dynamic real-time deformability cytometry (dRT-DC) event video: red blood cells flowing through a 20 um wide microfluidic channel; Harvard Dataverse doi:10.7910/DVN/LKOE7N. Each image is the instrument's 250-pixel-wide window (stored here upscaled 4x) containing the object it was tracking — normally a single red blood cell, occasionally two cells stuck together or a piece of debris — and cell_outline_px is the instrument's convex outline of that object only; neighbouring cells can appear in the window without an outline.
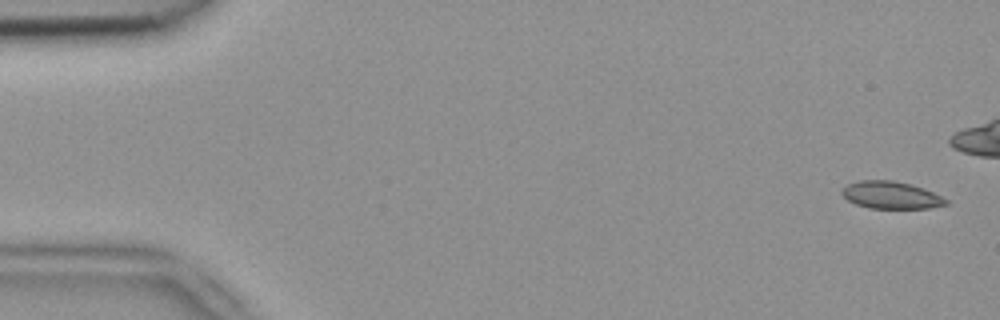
{"species": "common noctule bat (a hibernating species)", "species_latin": "Nyctalus noctula", "temperature_condition": "room temperature", "stored_images_in_passage": 5, "camera_frame_rate_fps": 3000, "um_per_image_px": 0.085, "animal": {"sex": "female", "body_mass_g": 18.4}, "frame": {"image": 1, "passage_image": 1, "time_ms": 0.0, "image_size_px": [1000, 320], "cell_outline_px": [[948, 204], [928, 208], [868, 208], [856, 204], [848, 200], [840, 192], [848, 184], [860, 180], [892, 180], [912, 184], [924, 188], [948, 200]], "centroid_in_image_um": [75.73, 16.58], "position_along_channel_um": 9.3, "area_um2": 16.47}}